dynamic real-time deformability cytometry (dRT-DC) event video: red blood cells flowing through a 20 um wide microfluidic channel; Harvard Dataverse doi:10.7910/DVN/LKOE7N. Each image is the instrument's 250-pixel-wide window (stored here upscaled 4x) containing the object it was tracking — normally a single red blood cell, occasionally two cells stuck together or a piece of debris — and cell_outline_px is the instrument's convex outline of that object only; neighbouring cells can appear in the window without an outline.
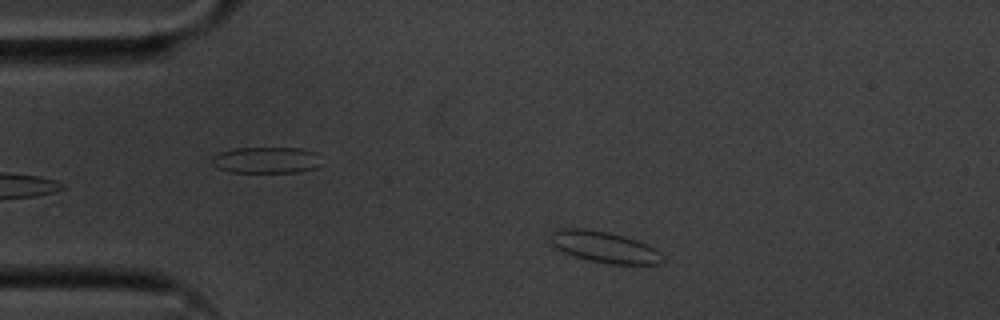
{"species": "common noctule bat (a hibernating species)", "species_latin": "Nyctalus noctula", "temperature_condition": "cold", "stored_images_in_passage": 40, "camera_frame_rate_fps": 3000, "um_per_image_px": 0.085, "animal": {"sex": "male", "body_mass_g": 20.1, "forearm_length_mm": 53.5}, "frame": {"image": 1, "passage_image": 6, "time_ms": 1.667, "image_size_px": [1000, 320], "cell_outline_px": [[664, 260], [656, 264], [608, 264], [588, 260], [564, 252], [556, 248], [552, 244], [552, 232], [560, 228], [584, 228], [608, 232], [624, 236], [636, 240], [656, 248], [664, 256]], "centroid_in_image_um": [51.4, 21.0], "position_along_channel_um": 33.6, "area_um2": 20.29}}
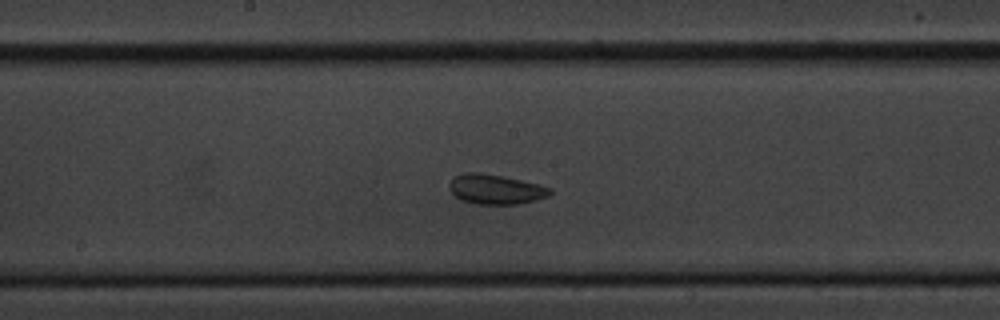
{"frame": {"image": 2, "passage_image": 24, "time_ms": 7.667, "image_size_px": [1000, 320], "cell_outline_px": [[552, 192], [548, 196], [536, 200], [520, 204], [476, 204], [460, 200], [448, 188], [448, 184], [456, 176], [468, 172], [480, 172], [504, 176], [540, 184], [552, 188]], "centroid_in_image_um": [42.15, 16.09], "position_along_channel_um": 206.0, "area_um2": 17.63}}
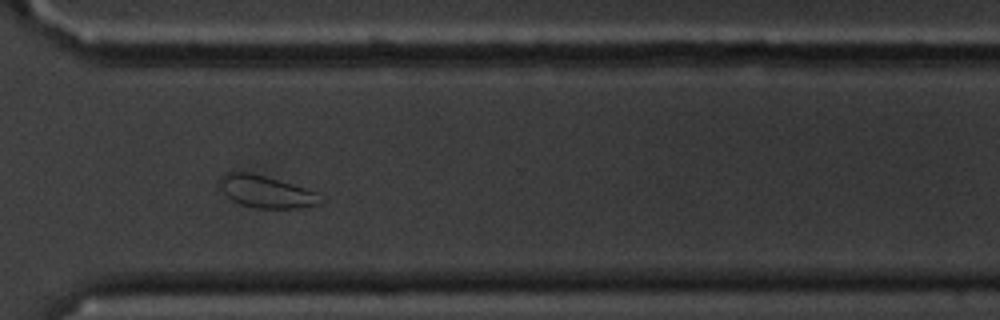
{"frame": {"image": 3, "passage_image": 36, "time_ms": 11.667, "image_size_px": [1000, 320], "cell_outline_px": [[328, 200], [320, 204], [300, 208], [260, 208], [240, 204], [232, 200], [220, 188], [220, 176], [228, 172], [244, 172], [264, 176], [308, 188], [320, 192]], "centroid_in_image_um": [22.75, 16.31], "position_along_channel_um": 347.9, "area_um2": 19.07}, "authors_computed_cell_mechanics": {"area_um2": 17.6001, "velocity_mm_per_s": 3.547, "shape_relaxation_time_tau1_ms": 3.0665, "shape_relaxation_time_tau2_ms": 2.7122, "deformation_change_tau1": 0.0693, "deformation_change_tau2": 0.0814}}